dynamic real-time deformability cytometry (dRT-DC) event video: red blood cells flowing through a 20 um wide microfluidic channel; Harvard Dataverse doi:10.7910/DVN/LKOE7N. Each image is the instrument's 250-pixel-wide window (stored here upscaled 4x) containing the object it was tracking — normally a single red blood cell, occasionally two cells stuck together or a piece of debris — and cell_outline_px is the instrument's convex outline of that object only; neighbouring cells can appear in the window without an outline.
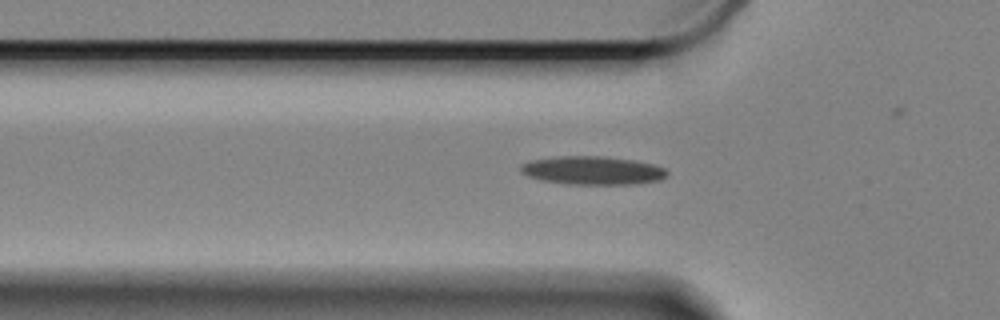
{"species": "Egyptian fruit bat (a non-hibernating species)", "species_latin": "Rousettus aegyptiacus", "temperature_condition": "cold", "stored_images_in_passage": 36, "camera_frame_rate_fps": 3000, "um_per_image_px": 0.085, "animal": {"sex": "female"}, "frame": {"image": 1, "passage_image": 7, "time_ms": 2.0, "image_size_px": [1000, 320], "cell_outline_px": [[668, 172], [660, 180], [636, 184], [568, 184], [540, 180], [528, 176], [520, 172], [520, 164], [532, 160], [560, 156], [604, 156], [636, 160], [652, 164], [664, 168]], "centroid_in_image_um": [50.35, 14.48], "position_along_channel_um": 75.5, "area_um2": 24.28}}
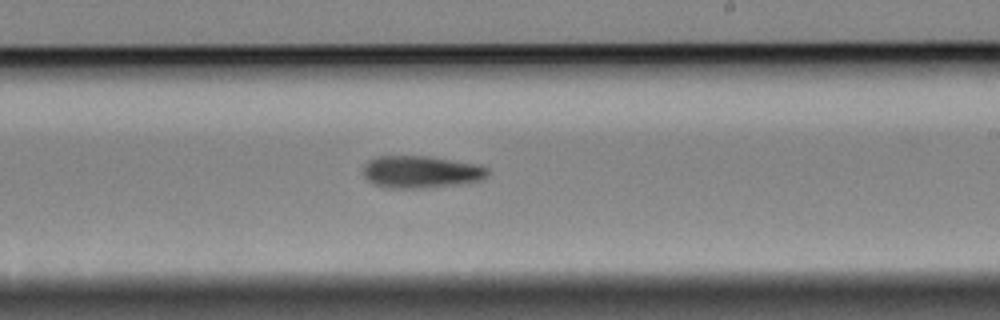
{"frame": {"image": 2, "passage_image": 23, "time_ms": 7.333, "image_size_px": [1000, 320], "cell_outline_px": [[488, 176], [480, 180], [460, 184], [424, 188], [388, 188], [372, 184], [364, 176], [364, 164], [368, 160], [380, 156], [424, 156], [476, 164], [488, 168]], "centroid_in_image_um": [35.76, 14.62], "position_along_channel_um": 253.2, "area_um2": 23.29}}
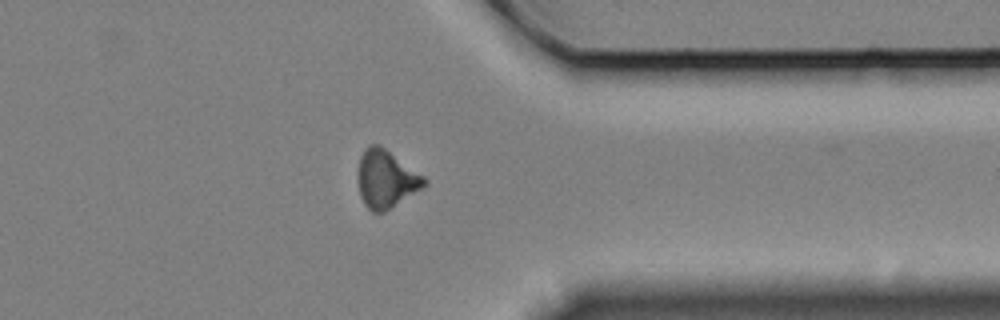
{"frame": {"image": 3, "passage_image": 35, "time_ms": 11.333, "image_size_px": [1000, 320], "cell_outline_px": [[428, 184], [384, 212], [372, 212], [364, 204], [360, 196], [360, 156], [364, 148], [368, 144], [380, 144], [424, 176], [428, 180]], "centroid_in_image_um": [32.84, 15.2], "position_along_channel_um": 378.6, "area_um2": 22.02}}